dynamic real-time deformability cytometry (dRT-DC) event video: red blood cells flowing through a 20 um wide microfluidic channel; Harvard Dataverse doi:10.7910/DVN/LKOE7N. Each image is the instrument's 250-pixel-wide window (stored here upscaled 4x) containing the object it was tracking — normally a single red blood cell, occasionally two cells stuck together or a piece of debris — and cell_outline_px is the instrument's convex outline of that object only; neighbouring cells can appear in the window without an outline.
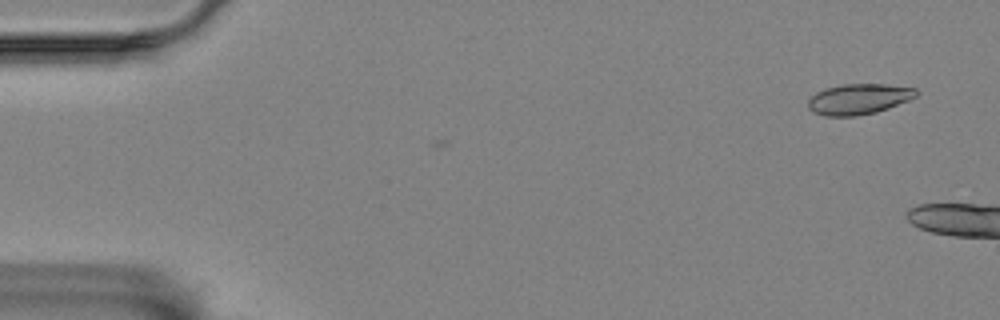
{"species": "Egyptian fruit bat (a non-hibernating species)", "species_latin": "Rousettus aegyptiacus", "temperature_condition": "room temperature", "stored_images_in_passage": 5, "camera_frame_rate_fps": 3000, "um_per_image_px": 0.085, "animal": {"sex": "female"}, "frame": {"image": 1, "passage_image": 2, "time_ms": 0.333, "image_size_px": [1000, 320], "cell_outline_px": [[920, 92], [916, 96], [908, 100], [888, 108], [876, 112], [856, 116], [824, 116], [812, 112], [808, 108], [808, 100], [816, 92], [824, 88], [840, 84], [884, 84], [916, 88]], "centroid_in_image_um": [72.97, 8.41], "position_along_channel_um": 12.0, "area_um2": 19.42}}